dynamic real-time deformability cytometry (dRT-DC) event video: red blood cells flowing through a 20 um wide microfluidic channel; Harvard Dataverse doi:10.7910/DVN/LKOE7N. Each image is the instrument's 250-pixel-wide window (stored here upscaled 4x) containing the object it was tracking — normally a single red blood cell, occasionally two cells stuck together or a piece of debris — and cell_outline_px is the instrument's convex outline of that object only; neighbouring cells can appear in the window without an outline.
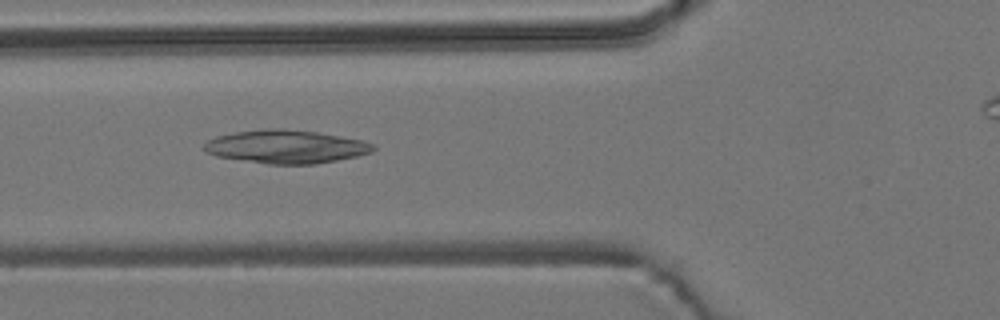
{"species": "common noctule bat (a hibernating species)", "species_latin": "Nyctalus noctula", "temperature_condition": "room temperature", "stored_images_in_passage": 33, "camera_frame_rate_fps": 3000, "um_per_image_px": 0.085, "animal": {"sex": "male", "body_mass_g": 19.2, "forearm_length_mm": 51.8}, "frame": {"image": 1, "passage_image": 10, "time_ms": 3.0, "image_size_px": [1000, 320], "cell_outline_px": [[376, 148], [372, 152], [356, 156], [316, 164], [268, 164], [216, 156], [204, 152], [204, 144], [208, 140], [216, 136], [236, 132], [272, 128], [284, 128], [316, 132], [364, 140], [376, 144]], "centroid_in_image_um": [24.33, 12.46], "position_along_channel_um": 101.5, "area_um2": 32.83}}
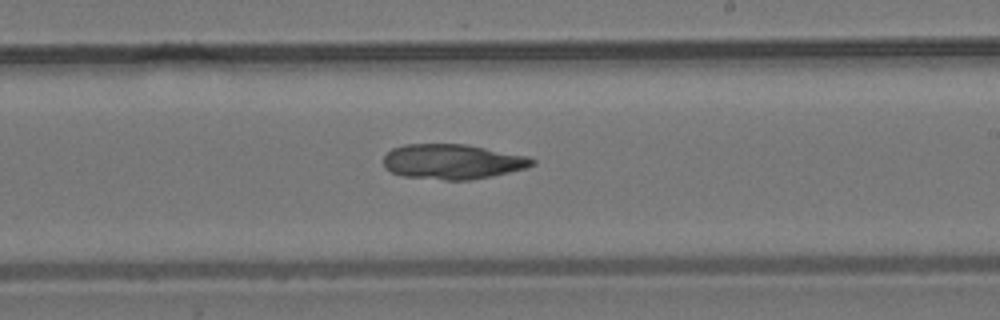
{"frame": {"image": 2, "passage_image": 22, "time_ms": 7.0, "image_size_px": [1000, 320], "cell_outline_px": [[536, 164], [528, 168], [492, 176], [472, 180], [444, 180], [404, 176], [392, 172], [384, 168], [384, 156], [392, 148], [404, 144], [464, 144], [528, 156], [536, 160]], "centroid_in_image_um": [38.49, 13.74], "position_along_channel_um": 250.5, "area_um2": 30.46}}
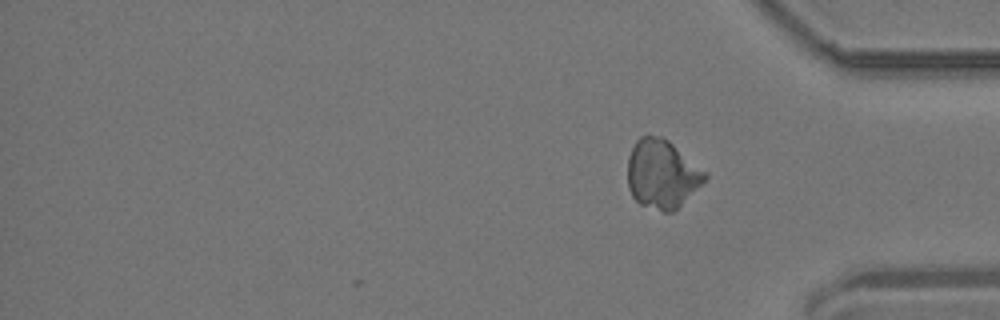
{"frame": {"image": 3, "passage_image": 33, "time_ms": 10.667, "image_size_px": [1000, 320], "cell_outline_px": [[708, 176], [672, 212], [664, 212], [640, 204], [632, 196], [628, 188], [628, 156], [636, 140], [640, 136], [664, 136], [708, 172]], "centroid_in_image_um": [56.26, 14.76], "position_along_channel_um": 378.9, "area_um2": 30.81}}